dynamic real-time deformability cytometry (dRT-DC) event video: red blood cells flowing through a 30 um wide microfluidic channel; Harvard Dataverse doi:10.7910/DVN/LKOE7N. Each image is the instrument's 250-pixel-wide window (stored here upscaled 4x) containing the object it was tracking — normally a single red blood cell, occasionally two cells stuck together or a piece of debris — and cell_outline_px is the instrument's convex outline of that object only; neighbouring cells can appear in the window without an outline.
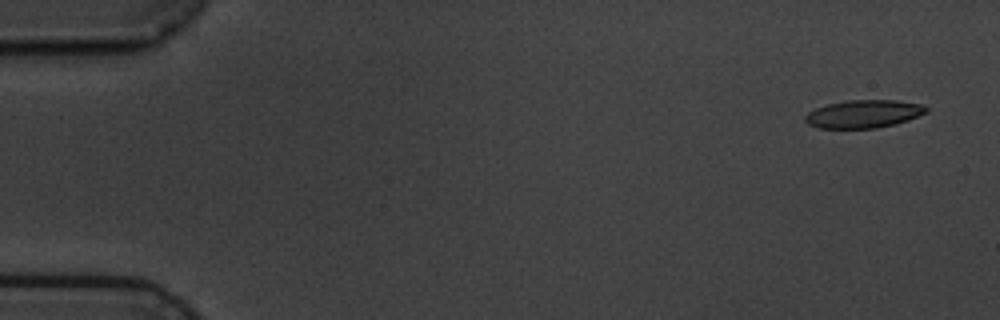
{"species": "common noctule bat (a hibernating species)", "species_latin": "Nyctalus noctula", "temperature_condition": "cold", "stored_images_in_passage": 7, "camera_frame_rate_fps": 3000, "um_per_image_px": 0.085, "animal": {"sex": "male", "body_mass_g": 19.5, "forearm_length_mm": 54.6}, "frame": {"image": 1, "passage_image": 1, "time_ms": 0.0, "image_size_px": [1000, 320], "cell_outline_px": [[928, 112], [908, 120], [896, 124], [876, 128], [816, 128], [808, 124], [804, 120], [804, 116], [808, 112], [816, 108], [828, 104], [848, 100], [896, 100], [920, 104], [928, 108]], "centroid_in_image_um": [73.4, 9.69], "position_along_channel_um": 11.6, "area_um2": 19.77}}
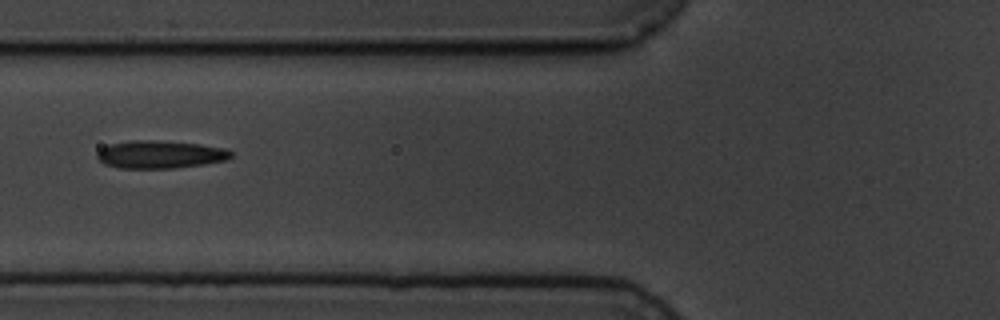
{"frame": {"image": 2, "passage_image": 6, "time_ms": 6.333, "image_size_px": [1000, 320], "cell_outline_px": [[232, 156], [228, 160], [204, 164], [172, 168], [120, 168], [104, 164], [96, 156], [100, 148], [108, 144], [132, 140], [156, 140], [200, 144], [224, 148], [232, 152]], "centroid_in_image_um": [13.6, 13.12], "position_along_channel_um": 112.2, "area_um2": 21.73}}
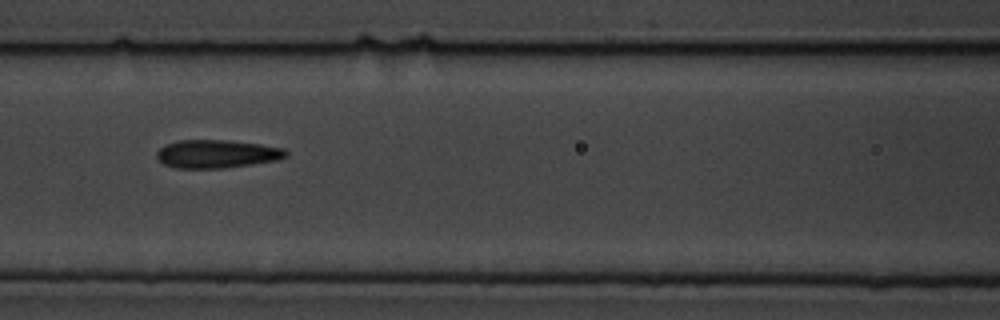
{"frame": {"image": 3, "passage_image": 7, "time_ms": 7.333, "image_size_px": [1000, 320], "cell_outline_px": [[288, 156], [276, 160], [224, 168], [176, 168], [164, 164], [156, 156], [156, 152], [164, 144], [180, 140], [232, 140], [260, 144], [284, 148], [288, 152]], "centroid_in_image_um": [18.42, 13.07], "position_along_channel_um": 148.2, "area_um2": 21.27}}